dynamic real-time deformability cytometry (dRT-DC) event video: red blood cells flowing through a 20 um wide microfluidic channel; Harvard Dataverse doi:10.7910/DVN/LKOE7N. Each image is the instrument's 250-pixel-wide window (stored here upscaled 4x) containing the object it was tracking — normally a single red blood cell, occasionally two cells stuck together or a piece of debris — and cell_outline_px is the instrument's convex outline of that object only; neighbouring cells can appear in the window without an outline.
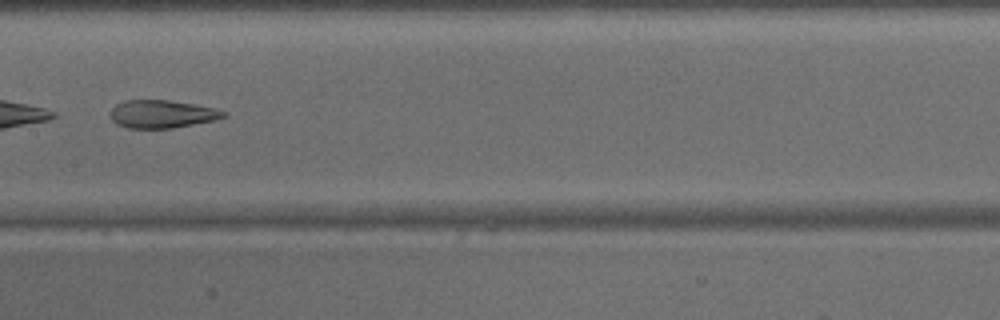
{"species": "common noctule bat (a hibernating species)", "species_latin": "Nyctalus noctula", "temperature_condition": "warm", "stored_images_in_passage": 38, "camera_frame_rate_fps": 3000, "um_per_image_px": 0.085, "animal": {"sex": "male", "body_mass_g": 15.6}, "frame": {"image": 1, "passage_image": 16, "time_ms": 5.0, "image_size_px": [1000, 320], "cell_outline_px": [[228, 116], [212, 120], [172, 128], [128, 128], [116, 124], [108, 116], [108, 112], [116, 104], [124, 100], [168, 100], [192, 104], [212, 108], [228, 112]], "centroid_in_image_um": [13.7, 9.69], "position_along_channel_um": 193.7, "area_um2": 18.38}}